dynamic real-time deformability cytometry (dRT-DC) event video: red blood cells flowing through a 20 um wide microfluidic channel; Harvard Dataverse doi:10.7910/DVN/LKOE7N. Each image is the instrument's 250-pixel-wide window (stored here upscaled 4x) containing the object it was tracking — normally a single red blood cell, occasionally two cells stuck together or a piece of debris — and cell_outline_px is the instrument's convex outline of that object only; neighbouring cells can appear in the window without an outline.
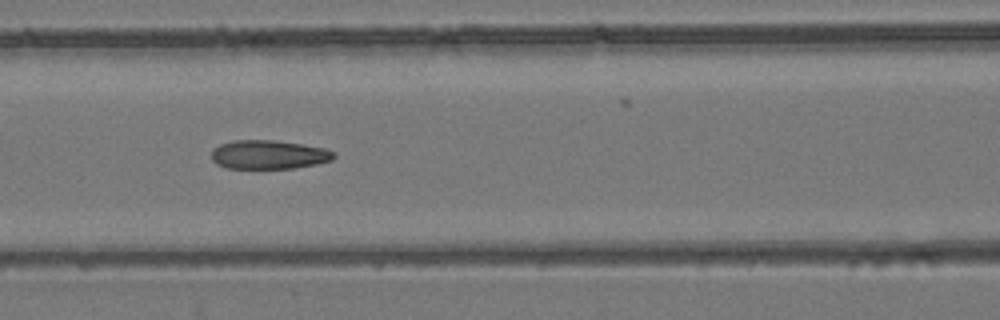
{"species": "common noctule bat (a hibernating species)", "species_latin": "Nyctalus noctula", "temperature_condition": "room temperature", "stored_images_in_passage": 7, "camera_frame_rate_fps": 3000, "um_per_image_px": 0.085, "animal": {"sex": "female", "body_mass_g": 24.6, "forearm_length_mm": 56.2}, "frame": {"image": 1, "passage_image": 6, "time_ms": 7.333, "image_size_px": [1000, 320], "cell_outline_px": [[336, 156], [332, 160], [316, 164], [296, 168], [228, 168], [216, 164], [212, 160], [212, 152], [220, 144], [232, 140], [276, 140], [304, 144], [324, 148], [336, 152]], "centroid_in_image_um": [22.88, 13.14], "position_along_channel_um": 143.7, "area_um2": 20.69}}
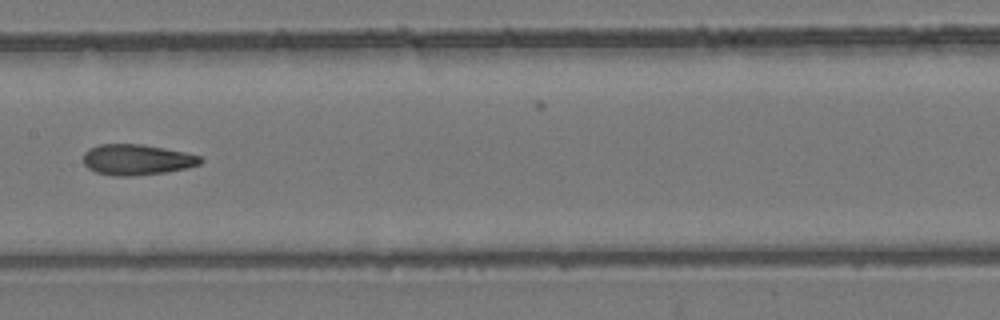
{"frame": {"image": 2, "passage_image": 7, "time_ms": 8.667, "image_size_px": [1000, 320], "cell_outline_px": [[204, 160], [200, 164], [184, 168], [164, 172], [132, 176], [112, 176], [96, 172], [88, 168], [84, 164], [84, 152], [88, 148], [100, 144], [144, 144], [184, 152], [200, 156]], "centroid_in_image_um": [11.6, 13.56], "position_along_channel_um": 195.8, "area_um2": 20.92}}